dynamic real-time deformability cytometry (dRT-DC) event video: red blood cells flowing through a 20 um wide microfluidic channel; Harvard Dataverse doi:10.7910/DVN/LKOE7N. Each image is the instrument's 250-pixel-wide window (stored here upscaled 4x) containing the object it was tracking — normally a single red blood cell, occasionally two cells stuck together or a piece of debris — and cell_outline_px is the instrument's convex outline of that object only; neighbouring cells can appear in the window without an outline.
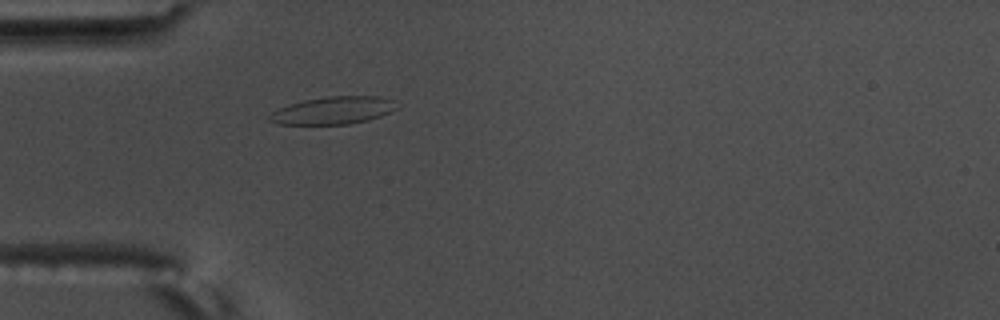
{"species": "common noctule bat (a hibernating species)", "species_latin": "Nyctalus noctula", "temperature_condition": "warm", "stored_images_in_passage": 6, "camera_frame_rate_fps": 3000, "um_per_image_px": 0.085, "animal": {"sex": "male", "body_mass_g": 17.5, "forearm_length_mm": 52.3}, "frame": {"image": 1, "passage_image": 6, "time_ms": 1.667, "image_size_px": [1000, 320], "cell_outline_px": [[396, 108], [380, 116], [368, 120], [348, 124], [280, 124], [268, 120], [268, 116], [272, 112], [288, 104], [304, 100], [328, 96], [380, 96], [392, 100]], "centroid_in_image_um": [28.28, 9.38], "position_along_channel_um": 56.7, "area_um2": 20.17}}